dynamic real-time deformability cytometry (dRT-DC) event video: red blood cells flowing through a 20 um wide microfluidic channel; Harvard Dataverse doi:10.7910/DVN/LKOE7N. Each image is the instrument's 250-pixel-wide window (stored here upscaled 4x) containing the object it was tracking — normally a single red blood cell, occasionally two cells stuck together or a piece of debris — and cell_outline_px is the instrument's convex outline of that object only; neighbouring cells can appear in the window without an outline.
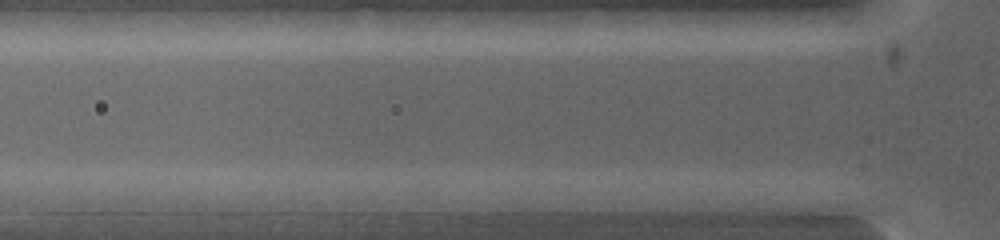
{"species": "common noctule bat (a hibernating species)", "species_latin": "Nyctalus noctula", "temperature_condition": "warm", "stored_images_in_passage": 10, "camera_frame_rate_fps": 5000, "um_per_image_px": 0.085, "animal": {"sex": "female", "body_mass_g": 19.0, "forearm_length_mm": 53.3}, "frame": {"image": 1, "passage_image": 5, "time_ms": 0.6, "image_size_px": [1000, 240], "cell_outline_px": [[604, 200], [576, 212], [520, 216], [496, 212], [496, 200], [520, 192], [584, 192]], "centroid_in_image_um": [46.32, 17.26], "position_along_channel_um": 79.5, "area_um2": 14.28}}